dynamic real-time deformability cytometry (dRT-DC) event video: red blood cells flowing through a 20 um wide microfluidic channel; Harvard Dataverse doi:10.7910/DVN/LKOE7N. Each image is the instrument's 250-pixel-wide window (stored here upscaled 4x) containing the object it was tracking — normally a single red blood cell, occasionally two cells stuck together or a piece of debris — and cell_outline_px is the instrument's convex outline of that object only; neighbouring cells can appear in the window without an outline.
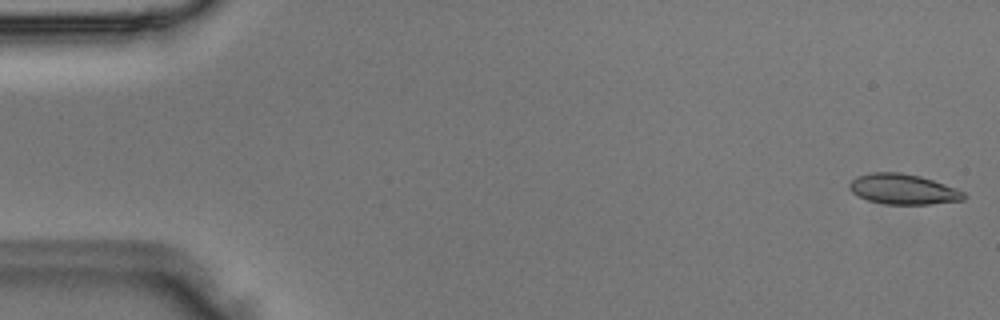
{"species": "Egyptian fruit bat (a non-hibernating species)", "species_latin": "Rousettus aegyptiacus", "temperature_condition": "room temperature", "stored_images_in_passage": 13, "camera_frame_rate_fps": 3000, "um_per_image_px": 0.085, "animal": {"sex": "male"}, "frame": {"image": 1, "passage_image": 1, "time_ms": 0.0, "image_size_px": [1000, 320], "cell_outline_px": [[968, 196], [964, 200], [928, 204], [884, 204], [868, 200], [852, 192], [848, 188], [848, 184], [856, 176], [872, 172], [900, 172], [920, 176], [956, 188], [964, 192]], "centroid_in_image_um": [76.76, 16.08], "position_along_channel_um": 8.2, "area_um2": 20.23}}
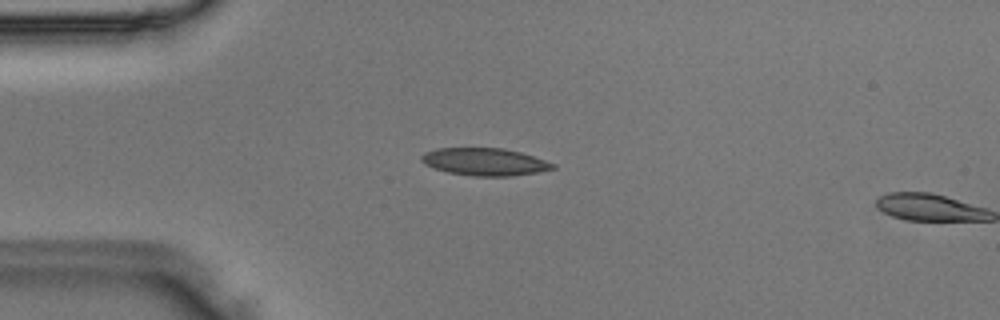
{"frame": {"image": 2, "passage_image": 12, "time_ms": 3.667, "image_size_px": [1000, 320], "cell_outline_px": [[556, 168], [536, 172], [512, 176], [472, 176], [448, 172], [424, 164], [420, 160], [420, 156], [424, 152], [436, 148], [504, 148], [520, 152], [556, 164]], "centroid_in_image_um": [41.17, 13.75], "position_along_channel_um": 43.8, "area_um2": 20.98}}